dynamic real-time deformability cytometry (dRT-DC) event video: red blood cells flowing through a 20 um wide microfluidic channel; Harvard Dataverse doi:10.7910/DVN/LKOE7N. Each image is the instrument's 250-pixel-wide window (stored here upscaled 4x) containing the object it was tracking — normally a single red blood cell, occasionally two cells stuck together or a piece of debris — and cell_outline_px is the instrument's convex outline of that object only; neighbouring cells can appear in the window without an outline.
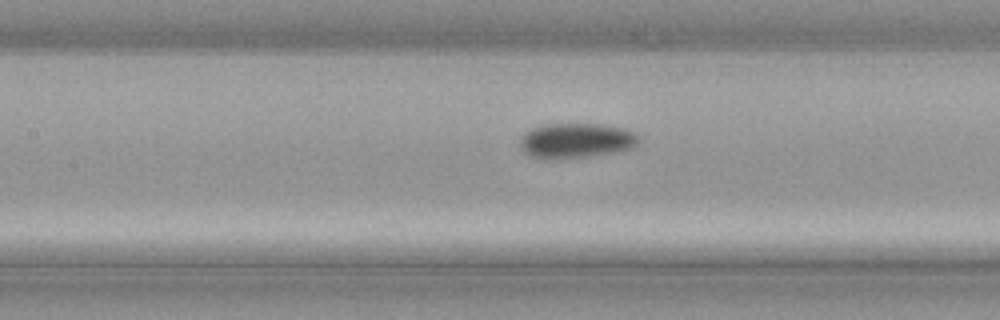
{"species": "common noctule bat (a hibernating species)", "species_latin": "Nyctalus noctula", "temperature_condition": "cold", "stored_images_in_passage": 36, "camera_frame_rate_fps": 3000, "um_per_image_px": 0.085, "animal": {"sex": "male", "body_mass_g": 21.5, "forearm_length_mm": 52.0}, "frame": {"image": 1, "passage_image": 11, "time_ms": 3.333, "image_size_px": [1000, 320], "cell_outline_px": [[640, 140], [632, 148], [616, 152], [584, 156], [532, 156], [524, 152], [520, 148], [520, 136], [524, 132], [540, 124], [604, 124], [624, 128], [636, 132], [640, 136]], "centroid_in_image_um": [49.02, 11.89], "position_along_channel_um": 158.4, "area_um2": 23.76}}
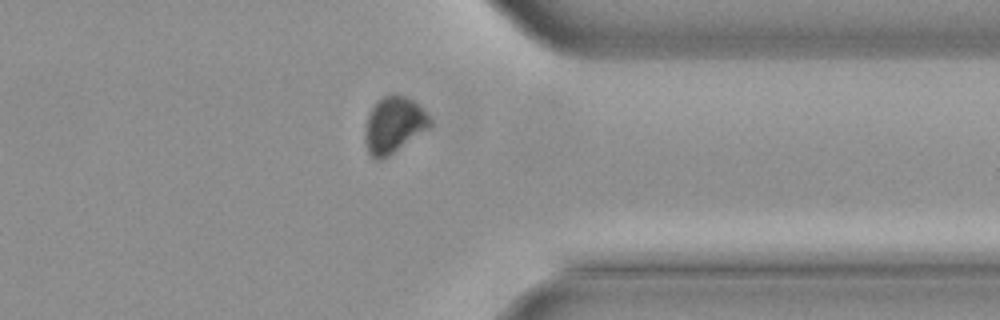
{"frame": {"image": 2, "passage_image": 27, "time_ms": 8.667, "image_size_px": [1000, 320], "cell_outline_px": [[432, 124], [428, 128], [388, 156], [380, 160], [376, 160], [368, 152], [364, 140], [364, 128], [368, 112], [376, 100], [384, 96], [404, 96], [412, 100], [432, 120]], "centroid_in_image_um": [33.41, 10.63], "position_along_channel_um": 378.0, "area_um2": 20.98}}
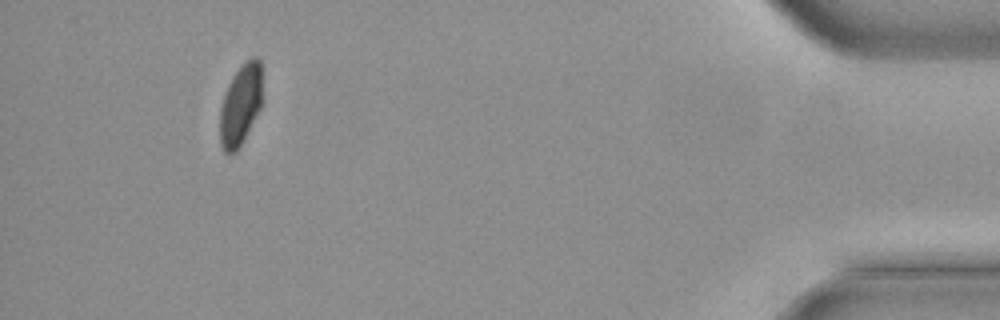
{"frame": {"image": 3, "passage_image": 34, "time_ms": 11.0, "image_size_px": [1000, 320], "cell_outline_px": [[264, 104], [244, 140], [236, 152], [228, 156], [224, 152], [220, 144], [220, 108], [224, 92], [232, 76], [252, 56], [256, 56], [260, 60], [264, 100]], "centroid_in_image_um": [20.48, 8.94], "position_along_channel_um": 414.7, "area_um2": 20.81}}